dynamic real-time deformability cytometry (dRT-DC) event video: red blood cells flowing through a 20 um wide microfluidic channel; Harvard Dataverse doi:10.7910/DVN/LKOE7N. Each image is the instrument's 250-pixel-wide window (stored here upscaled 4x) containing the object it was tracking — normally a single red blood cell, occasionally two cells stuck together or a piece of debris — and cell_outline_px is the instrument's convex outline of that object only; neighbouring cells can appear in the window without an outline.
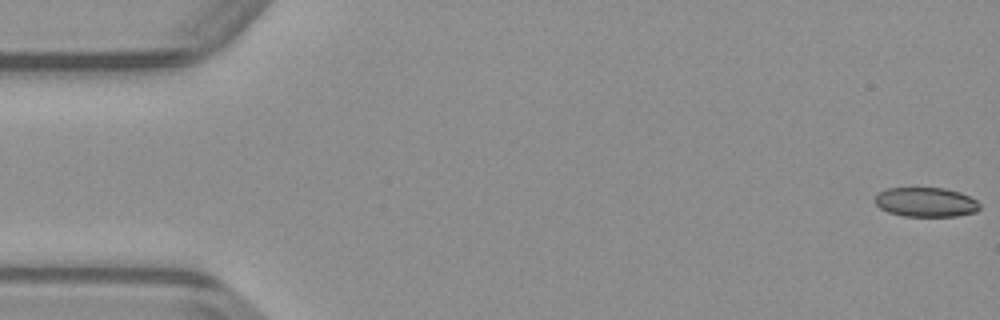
{"species": "common noctule bat (a hibernating species)", "species_latin": "Nyctalus noctula", "temperature_condition": "warm", "stored_images_in_passage": 50, "camera_frame_rate_fps": 3000, "um_per_image_px": 0.085, "animal": {"sex": "male", "body_mass_g": 23.1, "forearm_length_mm": 52.7}, "frame": {"image": 1, "passage_image": 1, "time_ms": 0.0, "image_size_px": [1000, 320], "cell_outline_px": [[980, 208], [976, 212], [956, 216], [904, 216], [888, 212], [880, 208], [872, 200], [876, 192], [888, 188], [944, 188], [960, 192], [976, 200], [980, 204]], "centroid_in_image_um": [78.65, 17.18], "position_along_channel_um": 6.3, "area_um2": 18.15}}
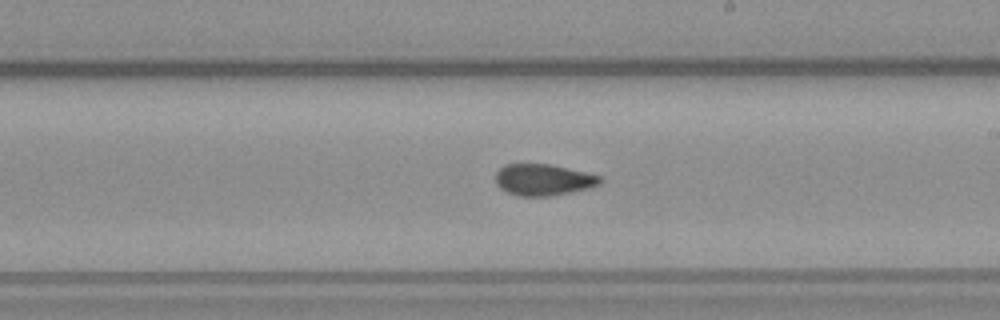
{"frame": {"image": 2, "passage_image": 28, "time_ms": 9.0, "image_size_px": [1000, 320], "cell_outline_px": [[604, 180], [600, 184], [588, 188], [548, 196], [516, 196], [500, 188], [496, 184], [496, 172], [504, 164], [552, 164], [600, 176]], "centroid_in_image_um": [46.16, 15.27], "position_along_channel_um": 242.8, "area_um2": 19.07}}
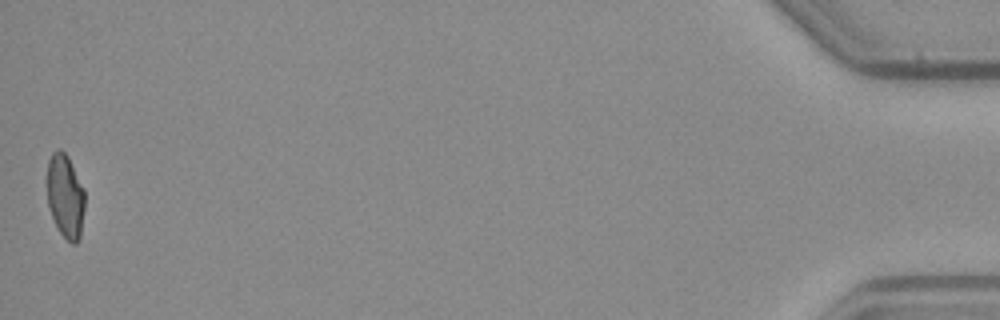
{"frame": {"image": 3, "passage_image": 49, "time_ms": 16.0, "image_size_px": [1000, 320], "cell_outline_px": [[84, 208], [80, 236], [76, 244], [72, 244], [60, 232], [52, 216], [48, 204], [48, 160], [52, 152], [56, 148], [60, 148], [68, 156], [84, 188]], "centroid_in_image_um": [5.56, 16.63], "position_along_channel_um": 429.6, "area_um2": 18.26}}